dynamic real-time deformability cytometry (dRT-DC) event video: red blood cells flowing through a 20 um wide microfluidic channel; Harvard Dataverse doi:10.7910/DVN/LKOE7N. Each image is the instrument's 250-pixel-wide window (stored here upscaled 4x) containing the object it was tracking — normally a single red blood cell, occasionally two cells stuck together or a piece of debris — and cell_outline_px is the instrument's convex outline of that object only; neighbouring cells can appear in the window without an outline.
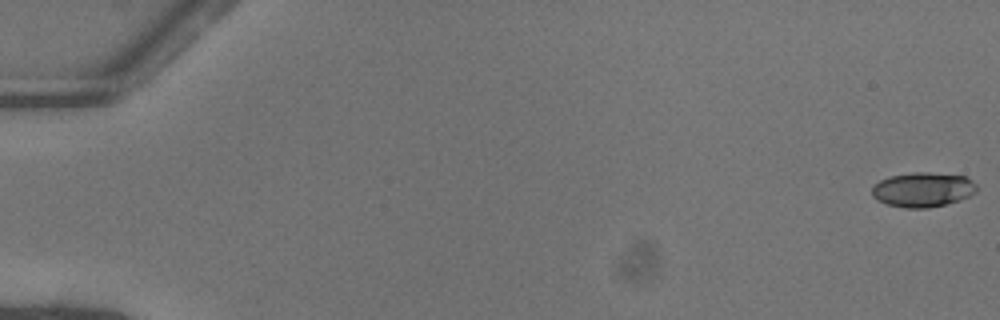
{"species": "common noctule bat (a hibernating species)", "species_latin": "Nyctalus noctula", "temperature_condition": "warm", "stored_images_in_passage": 50, "camera_frame_rate_fps": 3000, "um_per_image_px": 0.085, "animal": {"sex": "female"}, "frame": {"image": 1, "passage_image": 1, "time_ms": 0.0, "image_size_px": [1000, 320], "cell_outline_px": [[976, 192], [960, 200], [928, 208], [904, 208], [888, 204], [876, 200], [872, 196], [872, 188], [880, 180], [888, 176], [912, 172], [928, 172], [964, 176], [972, 180], [976, 184]], "centroid_in_image_um": [78.42, 16.11], "position_along_channel_um": 6.6, "area_um2": 21.15}}
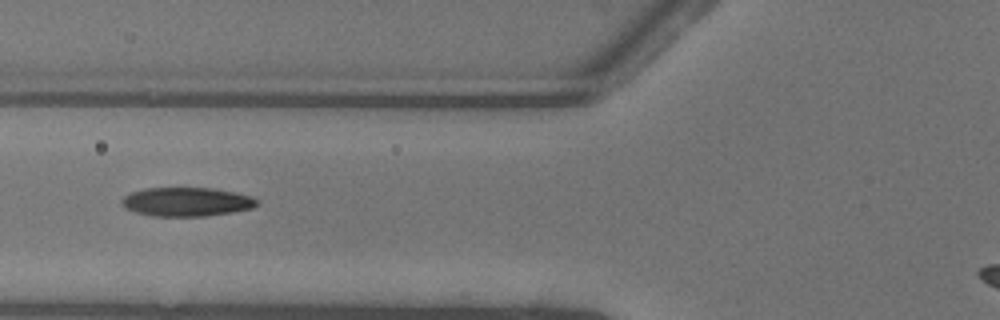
{"frame": {"image": 2, "passage_image": 22, "time_ms": 7.0, "image_size_px": [1000, 320], "cell_outline_px": [[256, 204], [252, 208], [232, 212], [204, 216], [152, 216], [136, 212], [124, 208], [120, 204], [120, 200], [124, 196], [132, 192], [144, 188], [216, 188], [236, 192], [252, 196], [256, 200]], "centroid_in_image_um": [15.82, 17.15], "position_along_channel_um": 110.0, "area_um2": 22.83}}
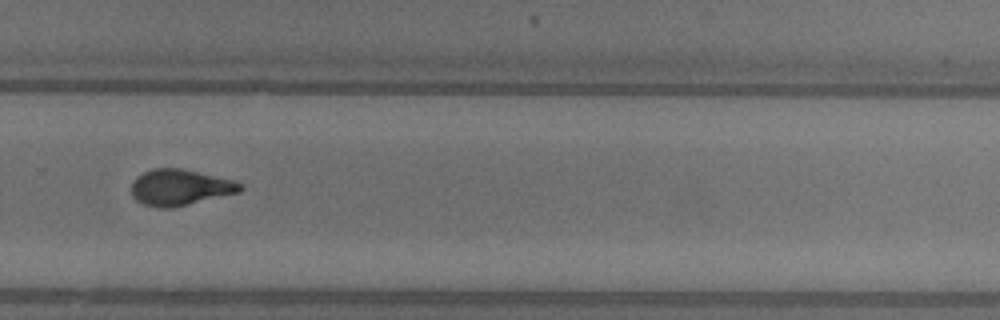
{"frame": {"image": 3, "passage_image": 37, "time_ms": 12.0, "image_size_px": [1000, 320], "cell_outline_px": [[244, 188], [240, 192], [172, 208], [160, 208], [144, 204], [136, 200], [132, 196], [132, 184], [136, 176], [152, 168], [180, 168], [232, 180], [244, 184]], "centroid_in_image_um": [15.3, 15.93], "position_along_channel_um": 314.5, "area_um2": 22.77}}